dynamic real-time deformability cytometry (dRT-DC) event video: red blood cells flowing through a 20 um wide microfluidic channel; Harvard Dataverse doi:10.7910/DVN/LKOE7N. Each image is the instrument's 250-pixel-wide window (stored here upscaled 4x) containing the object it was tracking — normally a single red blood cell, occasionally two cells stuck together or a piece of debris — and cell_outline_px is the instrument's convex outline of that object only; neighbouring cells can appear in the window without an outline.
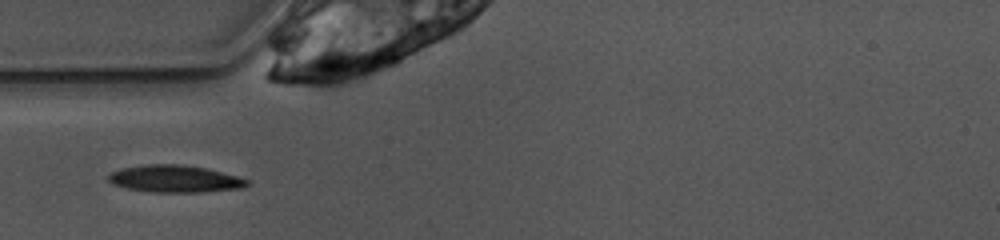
{"species": "common noctule bat (a hibernating species)", "species_latin": "Nyctalus noctula", "temperature_condition": "warm", "stored_images_in_passage": 32, "camera_frame_rate_fps": 3000, "um_per_image_px": 0.085, "animal": {"sex": "female", "body_mass_g": 10.0, "forearm_length_mm": 53.1}, "frame": {"image": 1, "passage_image": 2, "time_ms": 0.333, "image_size_px": [1000, 240], "cell_outline_px": [[248, 184], [244, 188], [204, 192], [152, 192], [128, 188], [112, 184], [108, 180], [108, 176], [112, 172], [120, 168], [144, 164], [184, 164], [204, 168], [236, 176], [248, 180]], "centroid_in_image_um": [14.84, 15.2], "position_along_channel_um": 70.2, "area_um2": 21.91}}
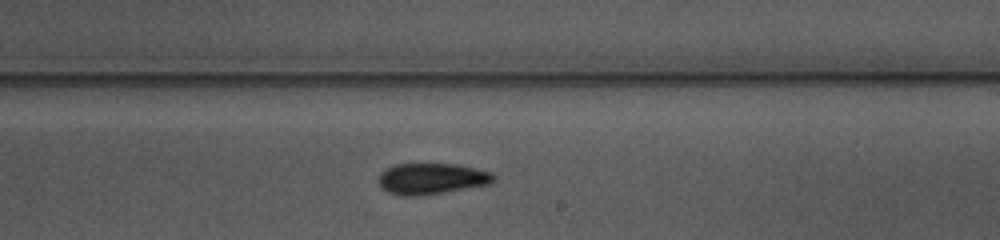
{"frame": {"image": 2, "passage_image": 16, "time_ms": 5.0, "image_size_px": [1000, 240], "cell_outline_px": [[496, 176], [492, 184], [420, 196], [400, 196], [388, 192], [380, 188], [380, 172], [396, 164], [452, 164], [492, 172]], "centroid_in_image_um": [36.69, 15.2], "position_along_channel_um": 252.3, "area_um2": 20.81}}
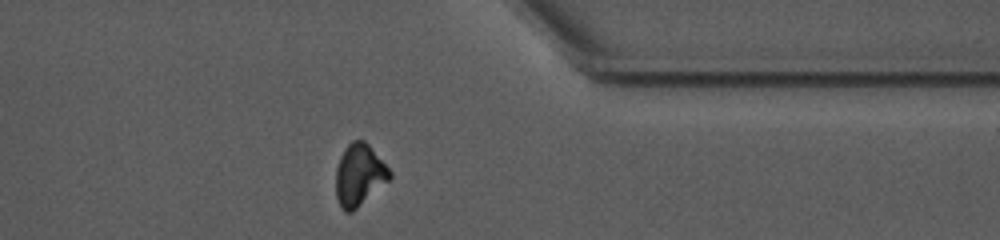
{"frame": {"image": 3, "passage_image": 27, "time_ms": 8.667, "image_size_px": [1000, 240], "cell_outline_px": [[392, 176], [388, 180], [352, 212], [344, 212], [340, 208], [336, 196], [336, 168], [340, 156], [344, 148], [352, 140], [364, 140], [368, 144], [392, 172]], "centroid_in_image_um": [30.51, 14.87], "position_along_channel_um": 380.9, "area_um2": 19.25}, "authors_computed_cell_mechanics": {"area_um2": 20.3456, "velocity_mm_per_s": 3.875, "shape_relaxation_time_tau1_ms": 4.4119, "shape_relaxation_time_tau2_ms": 6.686, "deformation_change_tau1": 0.1549, "deformation_change_tau2": 0.1245}}